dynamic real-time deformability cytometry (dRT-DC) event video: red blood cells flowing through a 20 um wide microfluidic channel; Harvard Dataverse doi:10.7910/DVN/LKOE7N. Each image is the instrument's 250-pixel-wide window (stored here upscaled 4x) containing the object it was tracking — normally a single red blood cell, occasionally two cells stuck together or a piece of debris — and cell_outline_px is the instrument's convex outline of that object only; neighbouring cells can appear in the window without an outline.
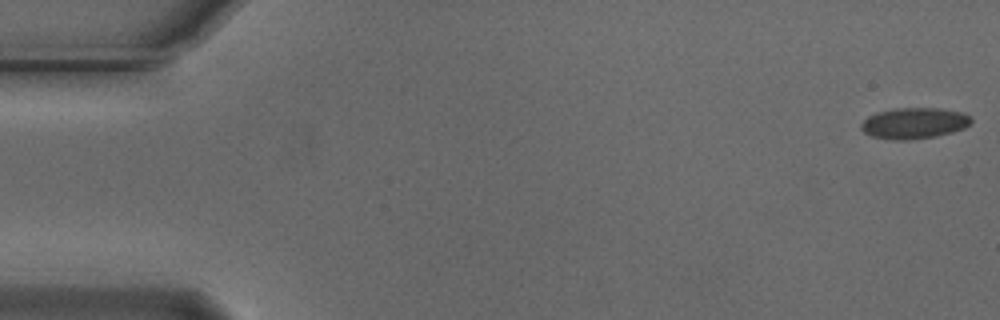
{"species": "Egyptian fruit bat (a non-hibernating species)", "species_latin": "Rousettus aegyptiacus", "temperature_condition": "cold", "stored_images_in_passage": 55, "camera_frame_rate_fps": 3000, "um_per_image_px": 0.085, "animal": {"sex": "male"}, "frame": {"image": 1, "passage_image": 1, "time_ms": 0.0, "image_size_px": [1000, 320], "cell_outline_px": [[972, 120], [964, 128], [952, 132], [936, 136], [908, 140], [896, 140], [872, 136], [864, 132], [860, 128], [860, 124], [868, 116], [876, 112], [896, 108], [940, 108], [960, 112], [972, 116]], "centroid_in_image_um": [77.69, 10.46], "position_along_channel_um": 7.3, "area_um2": 19.88}}
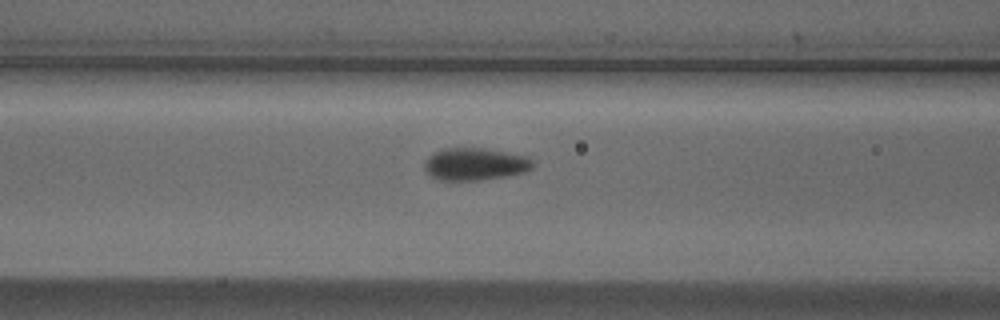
{"frame": {"image": 2, "passage_image": 22, "time_ms": 7.0, "image_size_px": [1000, 320], "cell_outline_px": [[532, 168], [524, 172], [504, 176], [480, 180], [440, 180], [428, 176], [424, 172], [424, 160], [428, 156], [444, 148], [484, 148], [528, 156], [532, 160]], "centroid_in_image_um": [40.32, 13.95], "position_along_channel_um": 126.3, "area_um2": 20.52}}
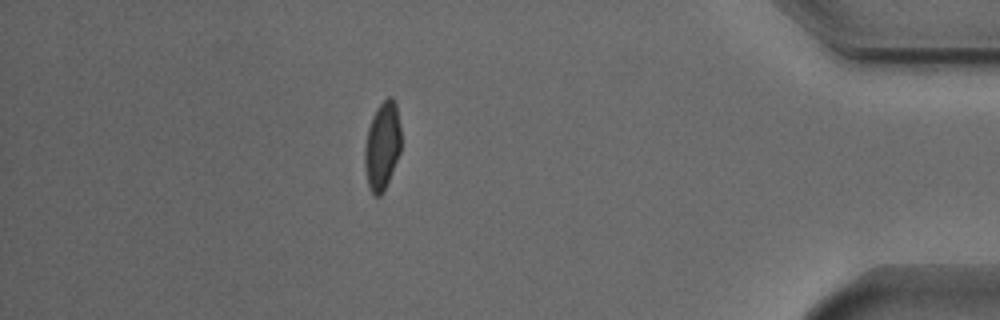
{"frame": {"image": 3, "passage_image": 48, "time_ms": 15.667, "image_size_px": [1000, 320], "cell_outline_px": [[400, 152], [384, 192], [380, 196], [376, 196], [372, 192], [368, 184], [364, 164], [364, 148], [368, 128], [372, 116], [376, 108], [388, 96], [392, 96], [396, 104], [400, 128]], "centroid_in_image_um": [32.48, 12.39], "position_along_channel_um": 402.7, "area_um2": 18.61}, "authors_computed_cell_mechanics": {"area_um2": 19.3052, "velocity_mm_per_s": 3.7221, "shape_relaxation_time_tau1_ms": 2.6349, "shape_relaxation_time_tau2_ms": 1.9789, "deformation_change_tau1": 0.1043, "deformation_change_tau2": 0.0411}}